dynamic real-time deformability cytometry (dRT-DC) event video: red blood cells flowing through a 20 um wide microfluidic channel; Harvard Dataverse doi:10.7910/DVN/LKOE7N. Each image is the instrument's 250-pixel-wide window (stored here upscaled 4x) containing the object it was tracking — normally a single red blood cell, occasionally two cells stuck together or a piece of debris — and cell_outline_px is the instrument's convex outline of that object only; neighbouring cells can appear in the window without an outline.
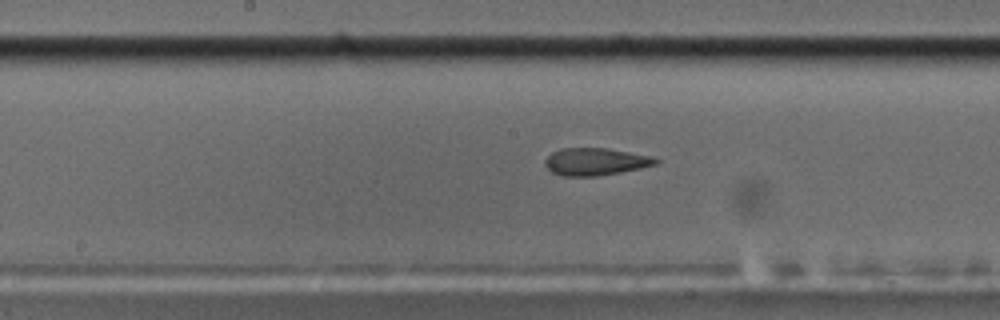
{"species": "common noctule bat (a hibernating species)", "species_latin": "Nyctalus noctula", "temperature_condition": "cold", "stored_images_in_passage": 51, "camera_frame_rate_fps": 3000, "um_per_image_px": 0.085, "animal": {"sex": "male", "body_mass_g": 17.5, "forearm_length_mm": 52.3}, "frame": {"image": 1, "passage_image": 23, "time_ms": 7.333, "image_size_px": [1000, 320], "cell_outline_px": [[660, 160], [656, 164], [640, 168], [620, 172], [596, 176], [560, 176], [552, 172], [544, 164], [544, 160], [552, 152], [560, 148], [608, 148], [652, 156]], "centroid_in_image_um": [50.59, 13.73], "position_along_channel_um": 197.6, "area_um2": 17.69}}
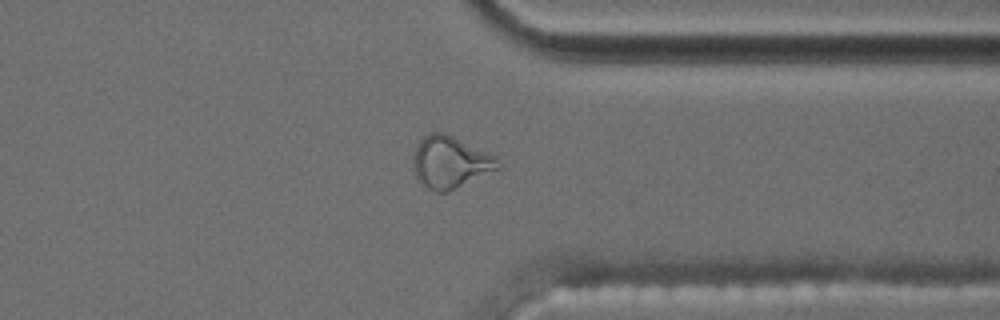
{"frame": {"image": 2, "passage_image": 38, "time_ms": 12.333, "image_size_px": [1000, 320], "cell_outline_px": [[504, 168], [448, 192], [436, 192], [420, 184], [416, 180], [412, 168], [412, 160], [416, 144], [428, 132], [444, 132], [496, 156], [504, 164]], "centroid_in_image_um": [38.29, 13.81], "position_along_channel_um": 373.1, "area_um2": 26.53}}
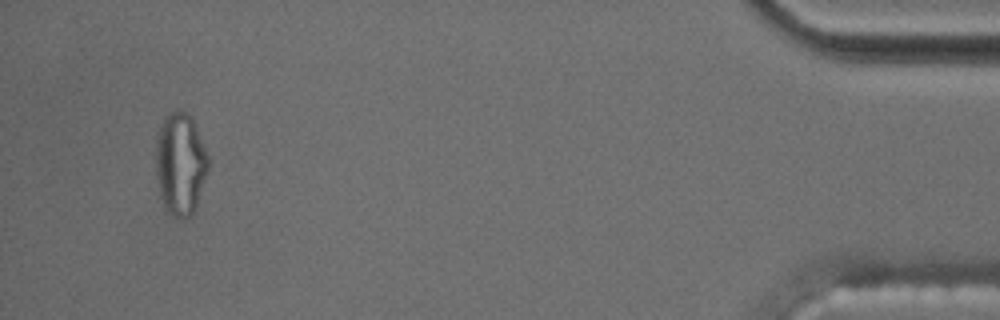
{"frame": {"image": 3, "passage_image": 48, "time_ms": 15.667, "image_size_px": [1000, 320], "cell_outline_px": [[208, 168], [196, 204], [192, 212], [188, 216], [176, 216], [164, 204], [160, 196], [156, 176], [156, 132], [164, 116], [168, 112], [176, 108], [180, 108], [188, 112], [192, 116], [208, 156]], "centroid_in_image_um": [15.3, 13.77], "position_along_channel_um": 419.9, "area_um2": 31.1}, "authors_computed_cell_mechanics": {"area_um2": 18.3226, "velocity_mm_per_s": 3.544, "shape_relaxation_time_tau1_ms": null, "shape_relaxation_time_tau2_ms": 2.0236, "deformation_change_tau1": null, "deformation_change_tau2": 0.096}}